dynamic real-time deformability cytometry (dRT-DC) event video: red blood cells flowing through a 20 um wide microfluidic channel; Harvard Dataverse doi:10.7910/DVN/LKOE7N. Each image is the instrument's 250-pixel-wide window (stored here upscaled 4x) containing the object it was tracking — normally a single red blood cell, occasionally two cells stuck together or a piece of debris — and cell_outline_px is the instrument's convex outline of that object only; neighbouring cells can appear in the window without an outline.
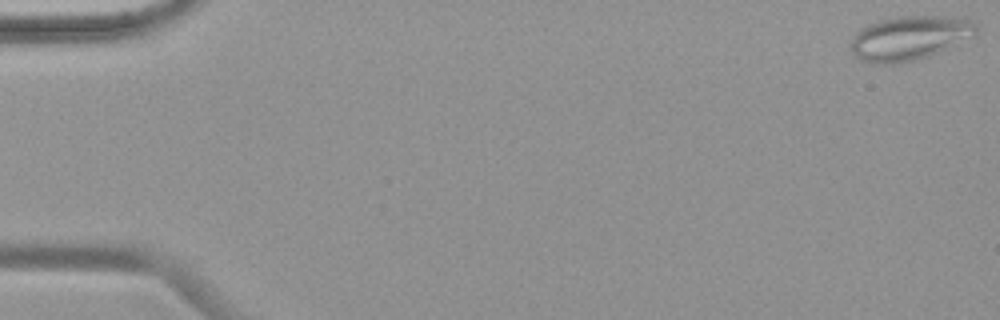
{"species": "common noctule bat (a hibernating species)", "species_latin": "Nyctalus noctula", "temperature_condition": "warm", "stored_images_in_passage": 55, "camera_frame_rate_fps": 3000, "um_per_image_px": 0.085, "animal": {"sex": "female", "body_mass_g": 19.9}, "frame": {"image": 1, "passage_image": 1, "time_ms": 0.0, "image_size_px": [1000, 320], "cell_outline_px": [[976, 32], [972, 36], [948, 48], [928, 56], [916, 60], [892, 64], [876, 64], [860, 60], [852, 52], [852, 36], [860, 28], [868, 24], [880, 20], [900, 16], [944, 16], [972, 20], [976, 24]], "centroid_in_image_um": [77.27, 3.23], "position_along_channel_um": 7.7, "area_um2": 32.14}}
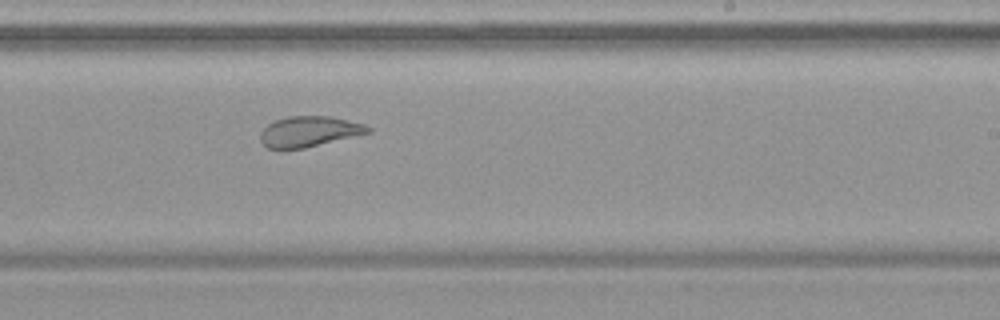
{"frame": {"image": 2, "passage_image": 34, "time_ms": 11.0, "image_size_px": [1000, 320], "cell_outline_px": [[372, 132], [304, 148], [268, 148], [260, 140], [260, 132], [268, 124], [276, 120], [288, 116], [332, 116], [364, 124], [372, 128]], "centroid_in_image_um": [26.3, 11.16], "position_along_channel_um": 262.7, "area_um2": 19.02}}
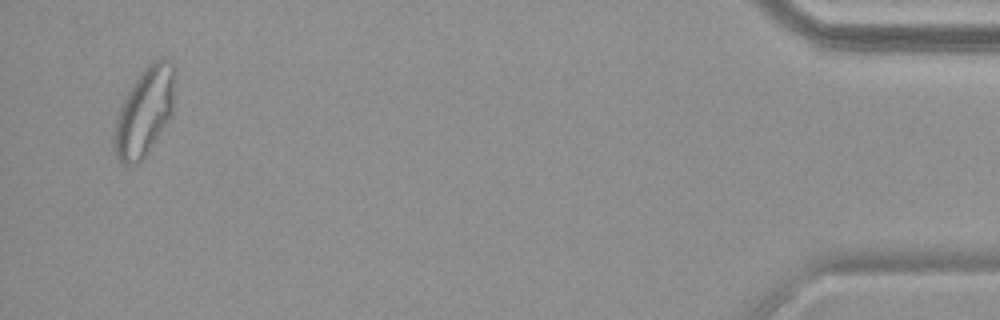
{"frame": {"image": 3, "passage_image": 53, "time_ms": 17.333, "image_size_px": [1000, 320], "cell_outline_px": [[176, 80], [172, 116], [144, 156], [136, 164], [124, 164], [116, 156], [112, 140], [112, 136], [116, 120], [120, 108], [132, 84], [140, 72], [152, 60], [164, 56], [168, 56], [176, 64]], "centroid_in_image_um": [12.34, 9.39], "position_along_channel_um": 422.9, "area_um2": 31.67}, "authors_computed_cell_mechanics": {"area_um2": 27.744, "velocity_mm_per_s": 3.7374, "shape_relaxation_time_tau1_ms": null, "shape_relaxation_time_tau2_ms": 1.2243, "deformation_change_tau1": null, "deformation_change_tau2": 0.0945}}